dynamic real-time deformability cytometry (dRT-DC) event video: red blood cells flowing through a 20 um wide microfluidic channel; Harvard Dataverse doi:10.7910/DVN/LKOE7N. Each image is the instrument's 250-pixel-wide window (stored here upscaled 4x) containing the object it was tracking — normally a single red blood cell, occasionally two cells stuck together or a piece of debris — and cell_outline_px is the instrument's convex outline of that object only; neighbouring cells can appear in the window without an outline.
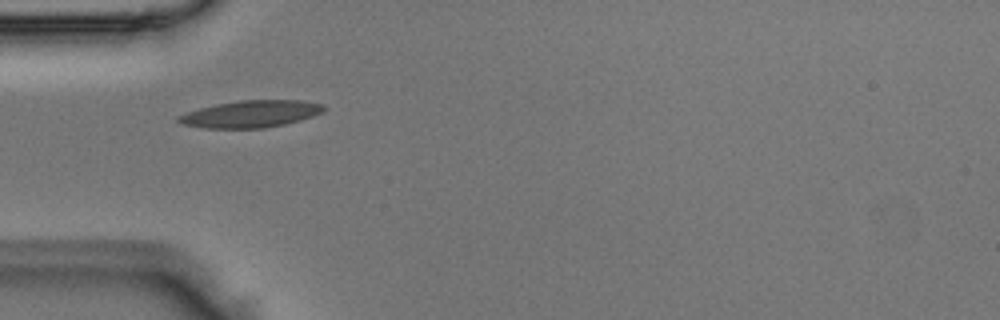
{"species": "Egyptian fruit bat (a non-hibernating species)", "species_latin": "Rousettus aegyptiacus", "temperature_condition": "room temperature", "stored_images_in_passage": 36, "camera_frame_rate_fps": 3000, "um_per_image_px": 0.085, "animal": {"sex": "male"}, "frame": {"image": 1, "passage_image": 1, "time_ms": 0.0, "image_size_px": [1000, 320], "cell_outline_px": [[324, 112], [300, 120], [284, 124], [264, 128], [204, 128], [184, 124], [176, 120], [176, 116], [200, 108], [216, 104], [240, 100], [300, 100], [324, 104]], "centroid_in_image_um": [21.32, 9.68], "position_along_channel_um": 63.7, "area_um2": 22.77}}
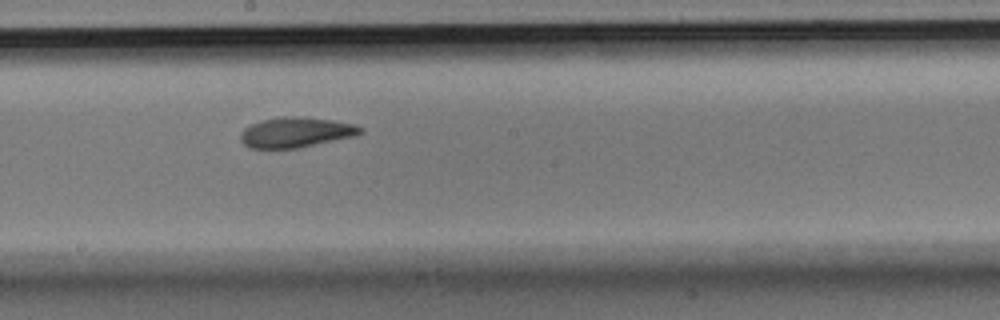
{"frame": {"image": 2, "passage_image": 13, "time_ms": 4.0, "image_size_px": [1000, 320], "cell_outline_px": [[364, 132], [356, 136], [300, 148], [248, 148], [240, 140], [240, 132], [244, 128], [252, 124], [264, 120], [284, 116], [304, 116], [336, 120], [356, 124], [364, 128]], "centroid_in_image_um": [25.22, 11.24], "position_along_channel_um": 223.0, "area_um2": 21.5}}
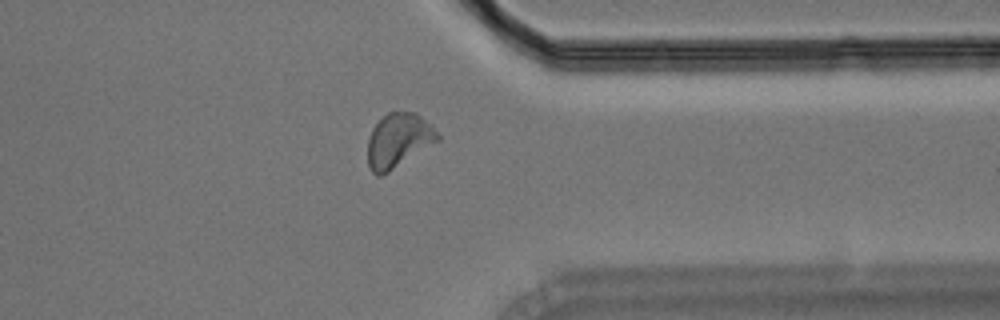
{"frame": {"image": 3, "passage_image": 25, "time_ms": 8.0, "image_size_px": [1000, 320], "cell_outline_px": [[440, 140], [388, 172], [380, 176], [376, 176], [368, 168], [368, 140], [372, 128], [388, 112], [416, 112], [440, 136]], "centroid_in_image_um": [33.84, 11.96], "position_along_channel_um": 377.6, "area_um2": 21.79}}